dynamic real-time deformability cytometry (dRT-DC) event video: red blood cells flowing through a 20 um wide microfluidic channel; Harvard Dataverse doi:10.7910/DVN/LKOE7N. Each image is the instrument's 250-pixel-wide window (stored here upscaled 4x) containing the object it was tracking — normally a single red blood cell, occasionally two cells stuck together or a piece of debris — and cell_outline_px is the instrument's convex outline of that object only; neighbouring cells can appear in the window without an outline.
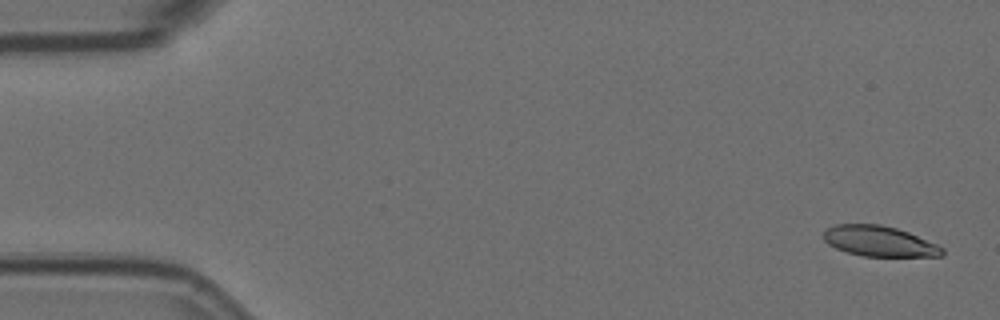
{"species": "Egyptian fruit bat (a non-hibernating species)", "species_latin": "Rousettus aegyptiacus", "temperature_condition": "room temperature", "stored_images_in_passage": 56, "camera_frame_rate_fps": 3000, "um_per_image_px": 0.085, "animal": {"sex": "female"}, "frame": {"image": 1, "passage_image": 2, "time_ms": 0.333, "image_size_px": [1000, 320], "cell_outline_px": [[944, 256], [864, 256], [848, 252], [836, 248], [828, 244], [824, 240], [824, 232], [828, 228], [836, 224], [880, 224], [896, 228], [908, 232], [936, 244], [944, 248]], "centroid_in_image_um": [74.75, 20.5], "position_along_channel_um": 10.3, "area_um2": 20.87}}
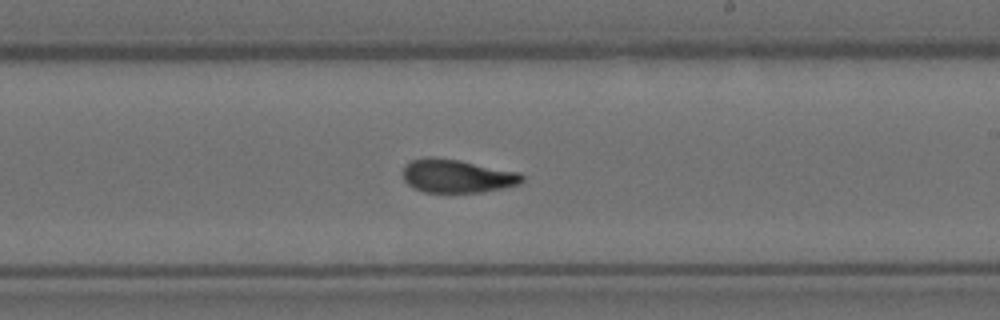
{"frame": {"image": 2, "passage_image": 33, "time_ms": 10.667, "image_size_px": [1000, 320], "cell_outline_px": [[524, 180], [520, 184], [504, 188], [480, 192], [424, 192], [408, 184], [404, 180], [400, 172], [404, 164], [412, 160], [428, 156], [460, 160], [520, 172], [524, 176]], "centroid_in_image_um": [38.83, 14.95], "position_along_channel_um": 250.2, "area_um2": 23.47}}
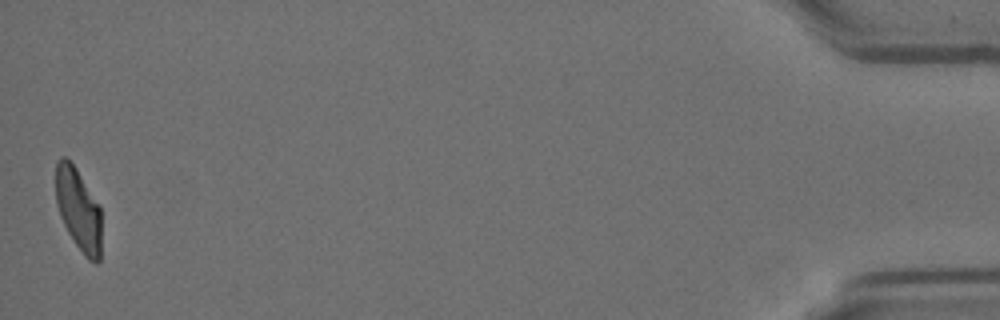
{"frame": {"image": 3, "passage_image": 56, "time_ms": 18.333, "image_size_px": [1000, 320], "cell_outline_px": [[100, 260], [96, 264], [88, 260], [84, 256], [68, 232], [60, 216], [56, 204], [56, 160], [60, 156], [64, 156], [76, 168], [100, 208]], "centroid_in_image_um": [6.64, 17.82], "position_along_channel_um": 428.6, "area_um2": 21.68}, "authors_computed_cell_mechanics": {"area_um2": 23.1489, "velocity_mm_per_s": 3.5723, "shape_relaxation_time_tau1_ms": 5.4882, "shape_relaxation_time_tau2_ms": 1.6438, "deformation_change_tau1": 0.1709, "deformation_change_tau2": 0.0832}}